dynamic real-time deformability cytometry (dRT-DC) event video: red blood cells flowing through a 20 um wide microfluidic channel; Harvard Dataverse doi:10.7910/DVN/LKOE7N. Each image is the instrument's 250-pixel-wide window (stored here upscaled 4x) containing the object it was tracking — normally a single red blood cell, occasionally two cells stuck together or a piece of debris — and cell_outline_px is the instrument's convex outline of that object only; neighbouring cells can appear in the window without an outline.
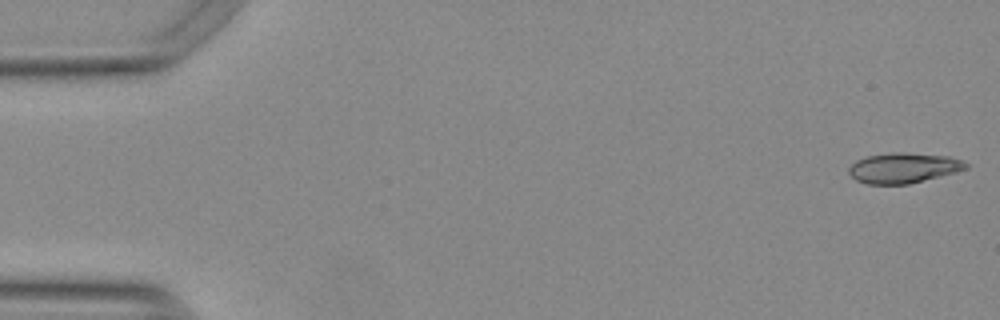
{"species": "Egyptian fruit bat (a non-hibernating species)", "species_latin": "Rousettus aegyptiacus", "temperature_condition": "warm", "stored_images_in_passage": 53, "camera_frame_rate_fps": 3000, "um_per_image_px": 0.085, "animal": {"sex": "female"}, "frame": {"image": 1, "passage_image": 1, "time_ms": 0.0, "image_size_px": [1000, 320], "cell_outline_px": [[968, 168], [956, 172], [908, 184], [868, 184], [856, 180], [848, 172], [848, 168], [856, 160], [868, 156], [892, 152], [904, 152], [948, 156], [960, 160], [968, 164]], "centroid_in_image_um": [76.78, 14.27], "position_along_channel_um": 8.2, "area_um2": 20.52}}
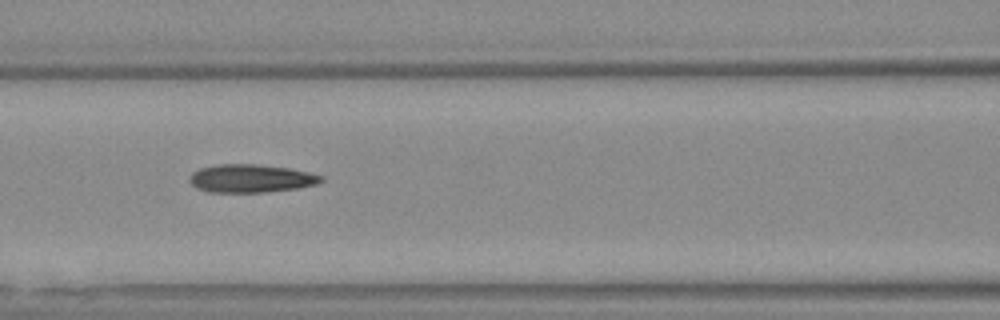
{"frame": {"image": 2, "passage_image": 23, "time_ms": 7.333, "image_size_px": [1000, 320], "cell_outline_px": [[324, 180], [316, 184], [296, 188], [264, 192], [208, 192], [196, 188], [188, 180], [188, 176], [192, 172], [200, 168], [216, 164], [256, 164], [288, 168], [308, 172], [324, 176]], "centroid_in_image_um": [21.28, 15.16], "position_along_channel_um": 145.3, "area_um2": 21.62}}
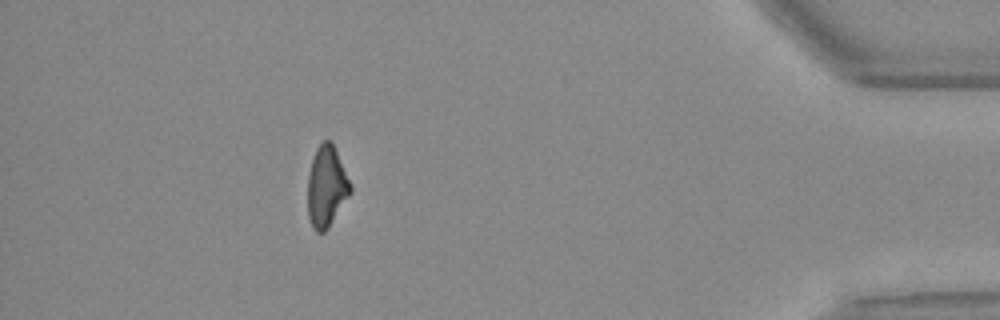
{"frame": {"image": 3, "passage_image": 48, "time_ms": 15.667, "image_size_px": [1000, 320], "cell_outline_px": [[352, 192], [328, 228], [324, 232], [316, 232], [312, 228], [308, 216], [308, 176], [312, 160], [316, 148], [324, 140], [332, 140], [352, 184]], "centroid_in_image_um": [27.77, 15.85], "position_along_channel_um": 407.4, "area_um2": 20.4}, "authors_computed_cell_mechanics": {"area_um2": 21.097, "velocity_mm_per_s": 3.7924, "shape_relaxation_time_tau1_ms": null, "shape_relaxation_time_tau2_ms": 3.3582, "deformation_change_tau1": null, "deformation_change_tau2": 0.1291}}